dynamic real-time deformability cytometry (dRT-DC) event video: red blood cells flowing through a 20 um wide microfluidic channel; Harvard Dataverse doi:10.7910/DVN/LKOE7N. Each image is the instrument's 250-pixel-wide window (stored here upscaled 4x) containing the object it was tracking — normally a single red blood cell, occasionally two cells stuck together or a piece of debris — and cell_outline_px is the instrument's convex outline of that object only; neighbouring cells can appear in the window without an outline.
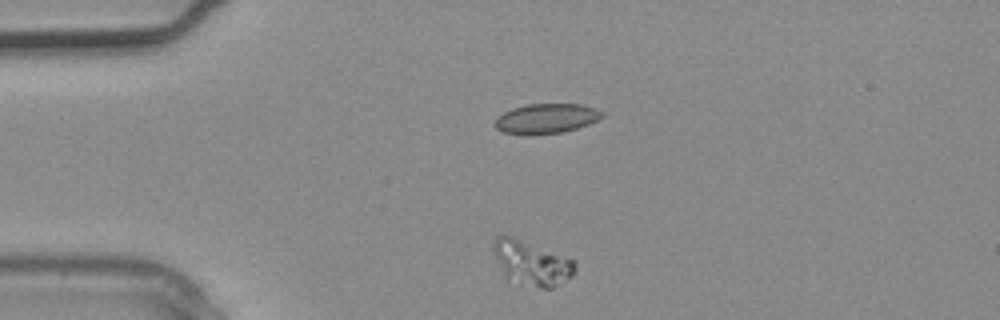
{"species": "common noctule bat (a hibernating species)", "species_latin": "Nyctalus noctula", "temperature_condition": "warm", "stored_images_in_passage": 1, "camera_frame_rate_fps": 3000, "um_per_image_px": 0.085, "animal": {"sex": "male", "body_mass_g": 20.4}, "frame": {"image": 1, "passage_image": 1, "time_ms": 0.0, "image_size_px": [1000, 320], "cell_outline_px": [[576, 268], [572, 276], [552, 288], [540, 288], [504, 276], [492, 248], [496, 236], [512, 236], [572, 260], [576, 264]], "centroid_in_image_um": [45.18, 22.35], "position_along_channel_um": 39.8, "area_um2": 20.29}}